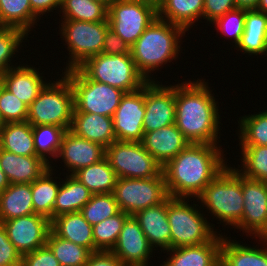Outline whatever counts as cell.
Segmentation results:
<instances>
[{
    "label": "cell",
    "mask_w": 267,
    "mask_h": 266,
    "mask_svg": "<svg viewBox=\"0 0 267 266\" xmlns=\"http://www.w3.org/2000/svg\"><path fill=\"white\" fill-rule=\"evenodd\" d=\"M221 149L218 144L190 143L169 160L162 167L168 195L197 198L228 165Z\"/></svg>",
    "instance_id": "obj_1"
},
{
    "label": "cell",
    "mask_w": 267,
    "mask_h": 266,
    "mask_svg": "<svg viewBox=\"0 0 267 266\" xmlns=\"http://www.w3.org/2000/svg\"><path fill=\"white\" fill-rule=\"evenodd\" d=\"M203 79L175 85V124L194 144H218L220 115L215 97ZM218 140V141H217Z\"/></svg>",
    "instance_id": "obj_2"
},
{
    "label": "cell",
    "mask_w": 267,
    "mask_h": 266,
    "mask_svg": "<svg viewBox=\"0 0 267 266\" xmlns=\"http://www.w3.org/2000/svg\"><path fill=\"white\" fill-rule=\"evenodd\" d=\"M185 32L181 26L157 17L131 46L135 66L147 82L155 81L152 72L173 59L176 61Z\"/></svg>",
    "instance_id": "obj_3"
},
{
    "label": "cell",
    "mask_w": 267,
    "mask_h": 266,
    "mask_svg": "<svg viewBox=\"0 0 267 266\" xmlns=\"http://www.w3.org/2000/svg\"><path fill=\"white\" fill-rule=\"evenodd\" d=\"M196 200L201 201L203 207H206L220 224L225 223V227L226 225L235 227L242 220L244 211L242 175L235 166L233 168L227 165L204 188Z\"/></svg>",
    "instance_id": "obj_4"
},
{
    "label": "cell",
    "mask_w": 267,
    "mask_h": 266,
    "mask_svg": "<svg viewBox=\"0 0 267 266\" xmlns=\"http://www.w3.org/2000/svg\"><path fill=\"white\" fill-rule=\"evenodd\" d=\"M74 110V94L70 81H49L28 106L27 121L32 125H54L70 130Z\"/></svg>",
    "instance_id": "obj_5"
},
{
    "label": "cell",
    "mask_w": 267,
    "mask_h": 266,
    "mask_svg": "<svg viewBox=\"0 0 267 266\" xmlns=\"http://www.w3.org/2000/svg\"><path fill=\"white\" fill-rule=\"evenodd\" d=\"M187 200V201H186ZM189 198L168 196L167 218L171 229V248L196 246L209 242L218 231ZM193 205V206H192Z\"/></svg>",
    "instance_id": "obj_6"
},
{
    "label": "cell",
    "mask_w": 267,
    "mask_h": 266,
    "mask_svg": "<svg viewBox=\"0 0 267 266\" xmlns=\"http://www.w3.org/2000/svg\"><path fill=\"white\" fill-rule=\"evenodd\" d=\"M78 68L90 80L108 84L125 93L136 91L147 83L138 72L131 54L100 53L88 58Z\"/></svg>",
    "instance_id": "obj_7"
},
{
    "label": "cell",
    "mask_w": 267,
    "mask_h": 266,
    "mask_svg": "<svg viewBox=\"0 0 267 266\" xmlns=\"http://www.w3.org/2000/svg\"><path fill=\"white\" fill-rule=\"evenodd\" d=\"M62 74L70 81L73 89V112L95 113L113 118L124 91L90 80L79 68Z\"/></svg>",
    "instance_id": "obj_8"
},
{
    "label": "cell",
    "mask_w": 267,
    "mask_h": 266,
    "mask_svg": "<svg viewBox=\"0 0 267 266\" xmlns=\"http://www.w3.org/2000/svg\"><path fill=\"white\" fill-rule=\"evenodd\" d=\"M59 34L65 40L69 59L66 69L78 68L88 58L102 53L104 37L110 28L109 21L85 22L77 20L62 19Z\"/></svg>",
    "instance_id": "obj_9"
},
{
    "label": "cell",
    "mask_w": 267,
    "mask_h": 266,
    "mask_svg": "<svg viewBox=\"0 0 267 266\" xmlns=\"http://www.w3.org/2000/svg\"><path fill=\"white\" fill-rule=\"evenodd\" d=\"M117 178L148 179L162 174V165L141 142L114 141L106 147V155Z\"/></svg>",
    "instance_id": "obj_10"
},
{
    "label": "cell",
    "mask_w": 267,
    "mask_h": 266,
    "mask_svg": "<svg viewBox=\"0 0 267 266\" xmlns=\"http://www.w3.org/2000/svg\"><path fill=\"white\" fill-rule=\"evenodd\" d=\"M113 195L119 210L129 216L158 205L169 196L163 173L148 179L118 178Z\"/></svg>",
    "instance_id": "obj_11"
},
{
    "label": "cell",
    "mask_w": 267,
    "mask_h": 266,
    "mask_svg": "<svg viewBox=\"0 0 267 266\" xmlns=\"http://www.w3.org/2000/svg\"><path fill=\"white\" fill-rule=\"evenodd\" d=\"M157 17L158 11L154 6L133 0H116L108 7L107 13L110 29L130 46Z\"/></svg>",
    "instance_id": "obj_12"
},
{
    "label": "cell",
    "mask_w": 267,
    "mask_h": 266,
    "mask_svg": "<svg viewBox=\"0 0 267 266\" xmlns=\"http://www.w3.org/2000/svg\"><path fill=\"white\" fill-rule=\"evenodd\" d=\"M244 211L242 220L232 228L247 236L267 238V183L242 176Z\"/></svg>",
    "instance_id": "obj_13"
},
{
    "label": "cell",
    "mask_w": 267,
    "mask_h": 266,
    "mask_svg": "<svg viewBox=\"0 0 267 266\" xmlns=\"http://www.w3.org/2000/svg\"><path fill=\"white\" fill-rule=\"evenodd\" d=\"M1 224L21 256L46 246L51 230V221L36 213L2 221Z\"/></svg>",
    "instance_id": "obj_14"
},
{
    "label": "cell",
    "mask_w": 267,
    "mask_h": 266,
    "mask_svg": "<svg viewBox=\"0 0 267 266\" xmlns=\"http://www.w3.org/2000/svg\"><path fill=\"white\" fill-rule=\"evenodd\" d=\"M145 85L125 93L113 116L117 141L142 142L144 137Z\"/></svg>",
    "instance_id": "obj_15"
},
{
    "label": "cell",
    "mask_w": 267,
    "mask_h": 266,
    "mask_svg": "<svg viewBox=\"0 0 267 266\" xmlns=\"http://www.w3.org/2000/svg\"><path fill=\"white\" fill-rule=\"evenodd\" d=\"M175 85L145 84V115L143 130L150 132L175 123Z\"/></svg>",
    "instance_id": "obj_16"
},
{
    "label": "cell",
    "mask_w": 267,
    "mask_h": 266,
    "mask_svg": "<svg viewBox=\"0 0 267 266\" xmlns=\"http://www.w3.org/2000/svg\"><path fill=\"white\" fill-rule=\"evenodd\" d=\"M154 250L156 249L151 247L138 222L133 216H129L110 251L124 266H148Z\"/></svg>",
    "instance_id": "obj_17"
},
{
    "label": "cell",
    "mask_w": 267,
    "mask_h": 266,
    "mask_svg": "<svg viewBox=\"0 0 267 266\" xmlns=\"http://www.w3.org/2000/svg\"><path fill=\"white\" fill-rule=\"evenodd\" d=\"M106 148L76 136L70 130L64 133L57 158H61L68 175L104 159ZM71 172V173H70Z\"/></svg>",
    "instance_id": "obj_18"
},
{
    "label": "cell",
    "mask_w": 267,
    "mask_h": 266,
    "mask_svg": "<svg viewBox=\"0 0 267 266\" xmlns=\"http://www.w3.org/2000/svg\"><path fill=\"white\" fill-rule=\"evenodd\" d=\"M168 197L160 204L140 210L133 215L152 248L171 249V229L167 218Z\"/></svg>",
    "instance_id": "obj_19"
},
{
    "label": "cell",
    "mask_w": 267,
    "mask_h": 266,
    "mask_svg": "<svg viewBox=\"0 0 267 266\" xmlns=\"http://www.w3.org/2000/svg\"><path fill=\"white\" fill-rule=\"evenodd\" d=\"M141 143L162 166L190 144L175 123L145 132Z\"/></svg>",
    "instance_id": "obj_20"
},
{
    "label": "cell",
    "mask_w": 267,
    "mask_h": 266,
    "mask_svg": "<svg viewBox=\"0 0 267 266\" xmlns=\"http://www.w3.org/2000/svg\"><path fill=\"white\" fill-rule=\"evenodd\" d=\"M222 235L217 233L209 242L167 250L170 256L161 266H220Z\"/></svg>",
    "instance_id": "obj_21"
},
{
    "label": "cell",
    "mask_w": 267,
    "mask_h": 266,
    "mask_svg": "<svg viewBox=\"0 0 267 266\" xmlns=\"http://www.w3.org/2000/svg\"><path fill=\"white\" fill-rule=\"evenodd\" d=\"M38 70L39 68L29 67L27 64H19L4 73L0 77V83L29 106L48 83Z\"/></svg>",
    "instance_id": "obj_22"
},
{
    "label": "cell",
    "mask_w": 267,
    "mask_h": 266,
    "mask_svg": "<svg viewBox=\"0 0 267 266\" xmlns=\"http://www.w3.org/2000/svg\"><path fill=\"white\" fill-rule=\"evenodd\" d=\"M0 166L10 184H31L51 165L40 156L16 155L0 149Z\"/></svg>",
    "instance_id": "obj_23"
},
{
    "label": "cell",
    "mask_w": 267,
    "mask_h": 266,
    "mask_svg": "<svg viewBox=\"0 0 267 266\" xmlns=\"http://www.w3.org/2000/svg\"><path fill=\"white\" fill-rule=\"evenodd\" d=\"M70 131L105 148L116 141L113 118L100 114L73 112Z\"/></svg>",
    "instance_id": "obj_24"
},
{
    "label": "cell",
    "mask_w": 267,
    "mask_h": 266,
    "mask_svg": "<svg viewBox=\"0 0 267 266\" xmlns=\"http://www.w3.org/2000/svg\"><path fill=\"white\" fill-rule=\"evenodd\" d=\"M228 239L222 235L220 266H267V238H259L260 249Z\"/></svg>",
    "instance_id": "obj_25"
},
{
    "label": "cell",
    "mask_w": 267,
    "mask_h": 266,
    "mask_svg": "<svg viewBox=\"0 0 267 266\" xmlns=\"http://www.w3.org/2000/svg\"><path fill=\"white\" fill-rule=\"evenodd\" d=\"M51 230L59 237L81 245L91 252L99 251L94 246L93 226L80 212L62 214L51 221Z\"/></svg>",
    "instance_id": "obj_26"
},
{
    "label": "cell",
    "mask_w": 267,
    "mask_h": 266,
    "mask_svg": "<svg viewBox=\"0 0 267 266\" xmlns=\"http://www.w3.org/2000/svg\"><path fill=\"white\" fill-rule=\"evenodd\" d=\"M235 48L249 56H267V14L257 10H245L244 32Z\"/></svg>",
    "instance_id": "obj_27"
},
{
    "label": "cell",
    "mask_w": 267,
    "mask_h": 266,
    "mask_svg": "<svg viewBox=\"0 0 267 266\" xmlns=\"http://www.w3.org/2000/svg\"><path fill=\"white\" fill-rule=\"evenodd\" d=\"M34 213L31 184H10L0 193V223Z\"/></svg>",
    "instance_id": "obj_28"
},
{
    "label": "cell",
    "mask_w": 267,
    "mask_h": 266,
    "mask_svg": "<svg viewBox=\"0 0 267 266\" xmlns=\"http://www.w3.org/2000/svg\"><path fill=\"white\" fill-rule=\"evenodd\" d=\"M204 0H163L158 18L181 26L186 31L203 17Z\"/></svg>",
    "instance_id": "obj_29"
},
{
    "label": "cell",
    "mask_w": 267,
    "mask_h": 266,
    "mask_svg": "<svg viewBox=\"0 0 267 266\" xmlns=\"http://www.w3.org/2000/svg\"><path fill=\"white\" fill-rule=\"evenodd\" d=\"M53 207V219L59 215L80 212L92 193L75 176L66 173Z\"/></svg>",
    "instance_id": "obj_30"
},
{
    "label": "cell",
    "mask_w": 267,
    "mask_h": 266,
    "mask_svg": "<svg viewBox=\"0 0 267 266\" xmlns=\"http://www.w3.org/2000/svg\"><path fill=\"white\" fill-rule=\"evenodd\" d=\"M0 149L16 155L38 156L34 148L32 125L28 121L5 123L0 131Z\"/></svg>",
    "instance_id": "obj_31"
},
{
    "label": "cell",
    "mask_w": 267,
    "mask_h": 266,
    "mask_svg": "<svg viewBox=\"0 0 267 266\" xmlns=\"http://www.w3.org/2000/svg\"><path fill=\"white\" fill-rule=\"evenodd\" d=\"M75 176L92 194L113 193L117 176L107 158L77 171Z\"/></svg>",
    "instance_id": "obj_32"
},
{
    "label": "cell",
    "mask_w": 267,
    "mask_h": 266,
    "mask_svg": "<svg viewBox=\"0 0 267 266\" xmlns=\"http://www.w3.org/2000/svg\"><path fill=\"white\" fill-rule=\"evenodd\" d=\"M55 166H50L39 178L31 183L32 202L36 214L53 220V207L56 201L60 181L57 182L53 176Z\"/></svg>",
    "instance_id": "obj_33"
},
{
    "label": "cell",
    "mask_w": 267,
    "mask_h": 266,
    "mask_svg": "<svg viewBox=\"0 0 267 266\" xmlns=\"http://www.w3.org/2000/svg\"><path fill=\"white\" fill-rule=\"evenodd\" d=\"M38 20L30 0H0V26L15 27L29 35Z\"/></svg>",
    "instance_id": "obj_34"
},
{
    "label": "cell",
    "mask_w": 267,
    "mask_h": 266,
    "mask_svg": "<svg viewBox=\"0 0 267 266\" xmlns=\"http://www.w3.org/2000/svg\"><path fill=\"white\" fill-rule=\"evenodd\" d=\"M46 245L61 266H85L92 253L81 245L57 236L52 230L48 233Z\"/></svg>",
    "instance_id": "obj_35"
},
{
    "label": "cell",
    "mask_w": 267,
    "mask_h": 266,
    "mask_svg": "<svg viewBox=\"0 0 267 266\" xmlns=\"http://www.w3.org/2000/svg\"><path fill=\"white\" fill-rule=\"evenodd\" d=\"M62 10V11H61ZM62 19L100 22L107 21L108 8L94 0H62Z\"/></svg>",
    "instance_id": "obj_36"
},
{
    "label": "cell",
    "mask_w": 267,
    "mask_h": 266,
    "mask_svg": "<svg viewBox=\"0 0 267 266\" xmlns=\"http://www.w3.org/2000/svg\"><path fill=\"white\" fill-rule=\"evenodd\" d=\"M240 118L239 146H267V110Z\"/></svg>",
    "instance_id": "obj_37"
},
{
    "label": "cell",
    "mask_w": 267,
    "mask_h": 266,
    "mask_svg": "<svg viewBox=\"0 0 267 266\" xmlns=\"http://www.w3.org/2000/svg\"><path fill=\"white\" fill-rule=\"evenodd\" d=\"M32 130L36 154L51 165L53 161L50 162L48 159L50 156L57 159L66 130L54 125H36L32 126Z\"/></svg>",
    "instance_id": "obj_38"
},
{
    "label": "cell",
    "mask_w": 267,
    "mask_h": 266,
    "mask_svg": "<svg viewBox=\"0 0 267 266\" xmlns=\"http://www.w3.org/2000/svg\"><path fill=\"white\" fill-rule=\"evenodd\" d=\"M242 176L267 183V146H240Z\"/></svg>",
    "instance_id": "obj_39"
},
{
    "label": "cell",
    "mask_w": 267,
    "mask_h": 266,
    "mask_svg": "<svg viewBox=\"0 0 267 266\" xmlns=\"http://www.w3.org/2000/svg\"><path fill=\"white\" fill-rule=\"evenodd\" d=\"M119 211L113 193H106L92 194L90 200L80 210V213L91 226H94L114 216Z\"/></svg>",
    "instance_id": "obj_40"
},
{
    "label": "cell",
    "mask_w": 267,
    "mask_h": 266,
    "mask_svg": "<svg viewBox=\"0 0 267 266\" xmlns=\"http://www.w3.org/2000/svg\"><path fill=\"white\" fill-rule=\"evenodd\" d=\"M128 217L127 213L120 210L114 216L94 225V246L101 251H110L114 247L122 226Z\"/></svg>",
    "instance_id": "obj_41"
},
{
    "label": "cell",
    "mask_w": 267,
    "mask_h": 266,
    "mask_svg": "<svg viewBox=\"0 0 267 266\" xmlns=\"http://www.w3.org/2000/svg\"><path fill=\"white\" fill-rule=\"evenodd\" d=\"M25 37L27 38L28 35L21 29L0 26V77L10 68L15 67V65H11V61L14 58L13 55L18 53Z\"/></svg>",
    "instance_id": "obj_42"
},
{
    "label": "cell",
    "mask_w": 267,
    "mask_h": 266,
    "mask_svg": "<svg viewBox=\"0 0 267 266\" xmlns=\"http://www.w3.org/2000/svg\"><path fill=\"white\" fill-rule=\"evenodd\" d=\"M210 24H215L216 30L220 31L222 35L228 36L227 38L231 37L230 39H233L232 42L237 46L244 32L245 9L236 8L228 11Z\"/></svg>",
    "instance_id": "obj_43"
},
{
    "label": "cell",
    "mask_w": 267,
    "mask_h": 266,
    "mask_svg": "<svg viewBox=\"0 0 267 266\" xmlns=\"http://www.w3.org/2000/svg\"><path fill=\"white\" fill-rule=\"evenodd\" d=\"M0 115L5 123L27 121L28 105L0 83Z\"/></svg>",
    "instance_id": "obj_44"
},
{
    "label": "cell",
    "mask_w": 267,
    "mask_h": 266,
    "mask_svg": "<svg viewBox=\"0 0 267 266\" xmlns=\"http://www.w3.org/2000/svg\"><path fill=\"white\" fill-rule=\"evenodd\" d=\"M22 256L8 238L0 223V266H21Z\"/></svg>",
    "instance_id": "obj_45"
},
{
    "label": "cell",
    "mask_w": 267,
    "mask_h": 266,
    "mask_svg": "<svg viewBox=\"0 0 267 266\" xmlns=\"http://www.w3.org/2000/svg\"><path fill=\"white\" fill-rule=\"evenodd\" d=\"M21 266H61L54 253L46 245L22 256Z\"/></svg>",
    "instance_id": "obj_46"
},
{
    "label": "cell",
    "mask_w": 267,
    "mask_h": 266,
    "mask_svg": "<svg viewBox=\"0 0 267 266\" xmlns=\"http://www.w3.org/2000/svg\"><path fill=\"white\" fill-rule=\"evenodd\" d=\"M233 9H236L235 0H204L203 19L212 23Z\"/></svg>",
    "instance_id": "obj_47"
},
{
    "label": "cell",
    "mask_w": 267,
    "mask_h": 266,
    "mask_svg": "<svg viewBox=\"0 0 267 266\" xmlns=\"http://www.w3.org/2000/svg\"><path fill=\"white\" fill-rule=\"evenodd\" d=\"M102 53L106 55L131 54V46L109 28L104 37Z\"/></svg>",
    "instance_id": "obj_48"
},
{
    "label": "cell",
    "mask_w": 267,
    "mask_h": 266,
    "mask_svg": "<svg viewBox=\"0 0 267 266\" xmlns=\"http://www.w3.org/2000/svg\"><path fill=\"white\" fill-rule=\"evenodd\" d=\"M85 266H124L111 251L92 252Z\"/></svg>",
    "instance_id": "obj_49"
},
{
    "label": "cell",
    "mask_w": 267,
    "mask_h": 266,
    "mask_svg": "<svg viewBox=\"0 0 267 266\" xmlns=\"http://www.w3.org/2000/svg\"><path fill=\"white\" fill-rule=\"evenodd\" d=\"M30 4L32 11L40 18L46 12H54L53 10L57 9L59 11L61 9L62 0H30Z\"/></svg>",
    "instance_id": "obj_50"
},
{
    "label": "cell",
    "mask_w": 267,
    "mask_h": 266,
    "mask_svg": "<svg viewBox=\"0 0 267 266\" xmlns=\"http://www.w3.org/2000/svg\"><path fill=\"white\" fill-rule=\"evenodd\" d=\"M259 0H235V6L239 9L256 10Z\"/></svg>",
    "instance_id": "obj_51"
},
{
    "label": "cell",
    "mask_w": 267,
    "mask_h": 266,
    "mask_svg": "<svg viewBox=\"0 0 267 266\" xmlns=\"http://www.w3.org/2000/svg\"><path fill=\"white\" fill-rule=\"evenodd\" d=\"M9 185L10 182L0 166V193L3 192Z\"/></svg>",
    "instance_id": "obj_52"
},
{
    "label": "cell",
    "mask_w": 267,
    "mask_h": 266,
    "mask_svg": "<svg viewBox=\"0 0 267 266\" xmlns=\"http://www.w3.org/2000/svg\"><path fill=\"white\" fill-rule=\"evenodd\" d=\"M133 1H139V2L150 4L154 6L156 9H158L163 3V0H133Z\"/></svg>",
    "instance_id": "obj_53"
},
{
    "label": "cell",
    "mask_w": 267,
    "mask_h": 266,
    "mask_svg": "<svg viewBox=\"0 0 267 266\" xmlns=\"http://www.w3.org/2000/svg\"><path fill=\"white\" fill-rule=\"evenodd\" d=\"M256 10L267 14V0H259Z\"/></svg>",
    "instance_id": "obj_54"
},
{
    "label": "cell",
    "mask_w": 267,
    "mask_h": 266,
    "mask_svg": "<svg viewBox=\"0 0 267 266\" xmlns=\"http://www.w3.org/2000/svg\"><path fill=\"white\" fill-rule=\"evenodd\" d=\"M94 1L100 2L108 8L116 0H94Z\"/></svg>",
    "instance_id": "obj_55"
},
{
    "label": "cell",
    "mask_w": 267,
    "mask_h": 266,
    "mask_svg": "<svg viewBox=\"0 0 267 266\" xmlns=\"http://www.w3.org/2000/svg\"><path fill=\"white\" fill-rule=\"evenodd\" d=\"M5 125V122L3 121L1 115H0V131L2 130L3 126Z\"/></svg>",
    "instance_id": "obj_56"
}]
</instances>
